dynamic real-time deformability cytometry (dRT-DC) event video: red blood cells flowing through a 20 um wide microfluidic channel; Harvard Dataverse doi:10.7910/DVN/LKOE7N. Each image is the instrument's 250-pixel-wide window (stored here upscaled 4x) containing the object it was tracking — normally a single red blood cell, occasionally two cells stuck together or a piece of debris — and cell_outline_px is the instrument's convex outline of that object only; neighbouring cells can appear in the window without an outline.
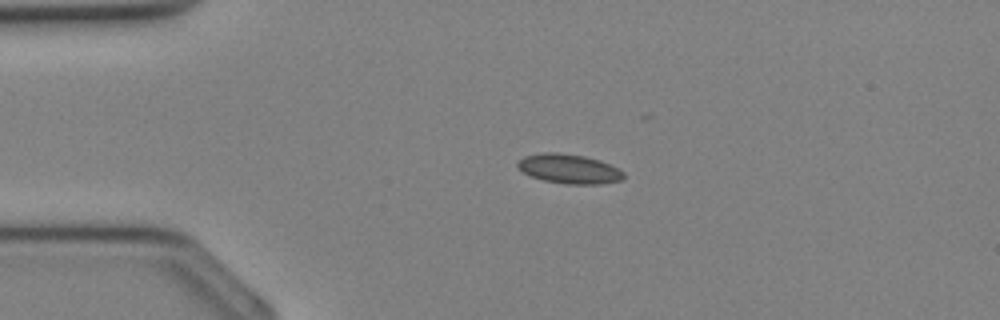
{"species": "Egyptian fruit bat (a non-hibernating species)", "species_latin": "Rousettus aegyptiacus", "temperature_condition": "cold", "stored_images_in_passage": 31, "camera_frame_rate_fps": 3000, "um_per_image_px": 0.085, "animal": {"sex": "female"}, "frame": {"image": 1, "passage_image": 4, "time_ms": 1.0, "image_size_px": [1000, 320], "cell_outline_px": [[624, 176], [620, 180], [600, 184], [568, 184], [544, 180], [532, 176], [524, 172], [516, 164], [524, 156], [540, 152], [556, 152], [584, 156], [600, 160], [624, 172]], "centroid_in_image_um": [48.36, 14.34], "position_along_channel_um": 36.6, "area_um2": 17.92}}
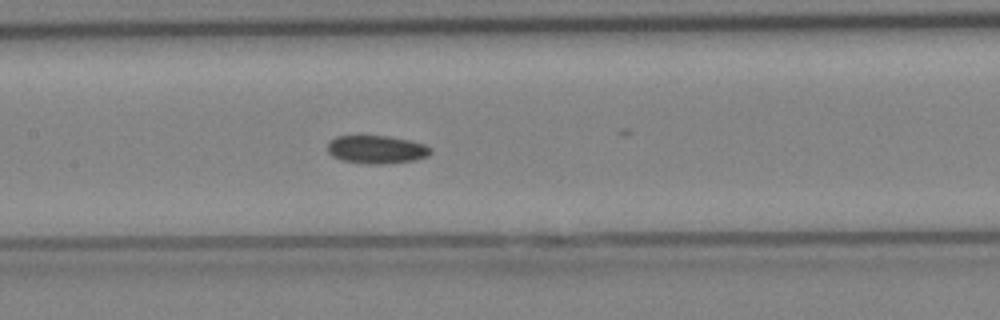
{"frame": {"image": 2, "passage_image": 13, "time_ms": 4.0, "image_size_px": [1000, 320], "cell_outline_px": [[432, 152], [428, 156], [412, 160], [384, 164], [372, 164], [340, 160], [332, 156], [328, 152], [328, 144], [336, 136], [388, 136], [408, 140], [424, 144], [432, 148]], "centroid_in_image_um": [32.01, 12.71], "position_along_channel_um": 175.4, "area_um2": 16.76}}
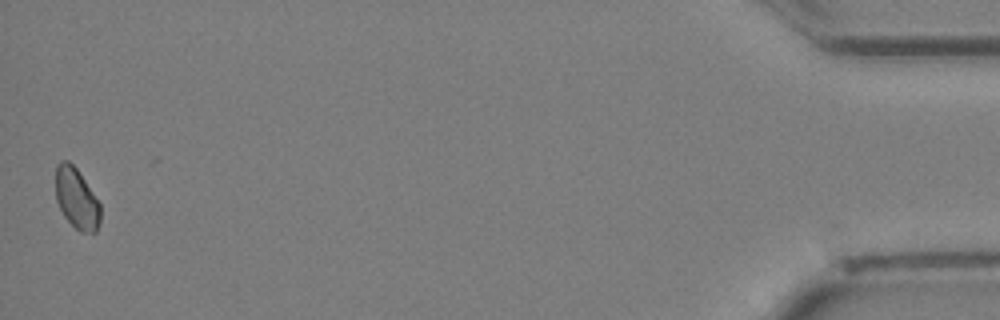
{"frame": {"image": 3, "passage_image": 31, "time_ms": 10.0, "image_size_px": [1000, 320], "cell_outline_px": [[100, 220], [96, 232], [80, 232], [64, 216], [56, 200], [56, 164], [60, 160], [68, 160], [76, 168], [100, 204]], "centroid_in_image_um": [6.49, 16.86], "position_along_channel_um": 428.7, "area_um2": 15.61}}